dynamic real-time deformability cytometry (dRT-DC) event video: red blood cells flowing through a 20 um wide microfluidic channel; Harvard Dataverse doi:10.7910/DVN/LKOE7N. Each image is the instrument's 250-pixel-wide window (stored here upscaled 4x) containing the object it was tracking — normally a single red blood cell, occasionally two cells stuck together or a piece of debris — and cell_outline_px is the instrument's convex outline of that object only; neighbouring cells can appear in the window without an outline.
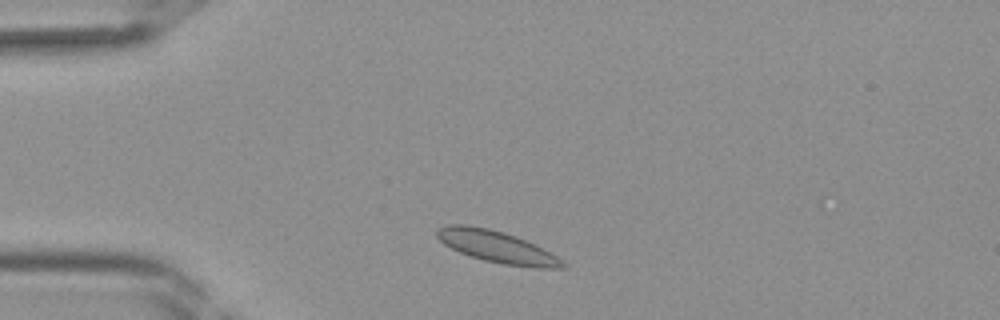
{"species": "Egyptian fruit bat (a non-hibernating species)", "species_latin": "Rousettus aegyptiacus", "temperature_condition": "room temperature", "stored_images_in_passage": 35, "camera_frame_rate_fps": 3000, "um_per_image_px": 0.085, "frame": {"image": 1, "passage_image": 3, "time_ms": 0.667, "image_size_px": [1000, 320], "cell_outline_px": [[568, 268], [536, 268], [504, 264], [484, 260], [460, 252], [444, 244], [436, 236], [436, 228], [448, 224], [464, 224], [488, 228], [504, 232], [516, 236], [544, 248], [568, 264]], "centroid_in_image_um": [42.26, 20.97], "position_along_channel_um": 42.7, "area_um2": 23.35}}
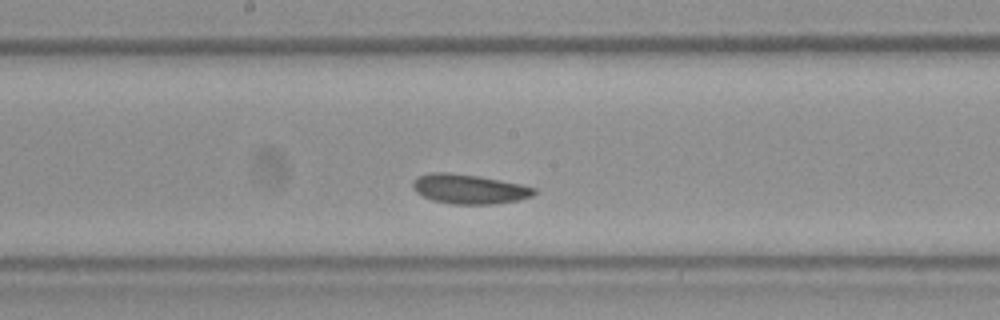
{"frame": {"image": 2, "passage_image": 15, "time_ms": 4.667, "image_size_px": [1000, 320], "cell_outline_px": [[536, 192], [532, 196], [520, 200], [492, 204], [452, 204], [432, 200], [416, 192], [412, 188], [412, 180], [416, 176], [428, 172], [448, 172], [480, 176], [520, 184], [536, 188]], "centroid_in_image_um": [39.84, 16.05], "position_along_channel_um": 208.4, "area_um2": 21.1}}
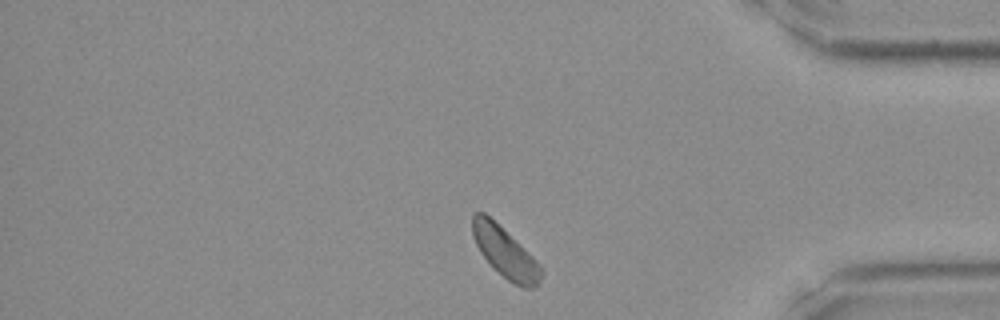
{"frame": {"image": 3, "passage_image": 28, "time_ms": 9.0, "image_size_px": [1000, 320], "cell_outline_px": [[544, 272], [536, 288], [524, 288], [508, 280], [480, 252], [472, 236], [472, 212], [484, 212], [532, 256], [544, 268]], "centroid_in_image_um": [42.95, 21.46], "position_along_channel_um": 392.2, "area_um2": 19.65}}